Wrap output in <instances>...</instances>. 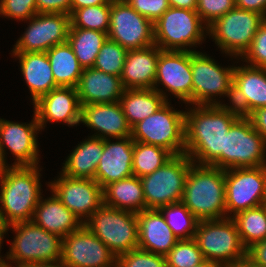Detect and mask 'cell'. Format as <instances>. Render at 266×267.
<instances>
[{
    "label": "cell",
    "instance_id": "1",
    "mask_svg": "<svg viewBox=\"0 0 266 267\" xmlns=\"http://www.w3.org/2000/svg\"><path fill=\"white\" fill-rule=\"evenodd\" d=\"M188 105L185 110V154L200 165H210L224 150V136L241 116L232 106Z\"/></svg>",
    "mask_w": 266,
    "mask_h": 267
},
{
    "label": "cell",
    "instance_id": "2",
    "mask_svg": "<svg viewBox=\"0 0 266 267\" xmlns=\"http://www.w3.org/2000/svg\"><path fill=\"white\" fill-rule=\"evenodd\" d=\"M181 202L199 221L226 218L225 170L192 163Z\"/></svg>",
    "mask_w": 266,
    "mask_h": 267
},
{
    "label": "cell",
    "instance_id": "3",
    "mask_svg": "<svg viewBox=\"0 0 266 267\" xmlns=\"http://www.w3.org/2000/svg\"><path fill=\"white\" fill-rule=\"evenodd\" d=\"M40 167L12 166L0 180V212L8 225L32 221L43 195Z\"/></svg>",
    "mask_w": 266,
    "mask_h": 267
},
{
    "label": "cell",
    "instance_id": "4",
    "mask_svg": "<svg viewBox=\"0 0 266 267\" xmlns=\"http://www.w3.org/2000/svg\"><path fill=\"white\" fill-rule=\"evenodd\" d=\"M11 229L16 235L10 242L9 252L1 259L5 264L22 267L29 263L61 261L62 237L46 231L33 221L9 225L8 231Z\"/></svg>",
    "mask_w": 266,
    "mask_h": 267
},
{
    "label": "cell",
    "instance_id": "5",
    "mask_svg": "<svg viewBox=\"0 0 266 267\" xmlns=\"http://www.w3.org/2000/svg\"><path fill=\"white\" fill-rule=\"evenodd\" d=\"M194 239L206 260L218 263L222 267L246 263L247 249L241 242L232 218L199 221Z\"/></svg>",
    "mask_w": 266,
    "mask_h": 267
},
{
    "label": "cell",
    "instance_id": "6",
    "mask_svg": "<svg viewBox=\"0 0 266 267\" xmlns=\"http://www.w3.org/2000/svg\"><path fill=\"white\" fill-rule=\"evenodd\" d=\"M220 169L266 165V142L247 116H240L224 136V150L210 164Z\"/></svg>",
    "mask_w": 266,
    "mask_h": 267
},
{
    "label": "cell",
    "instance_id": "7",
    "mask_svg": "<svg viewBox=\"0 0 266 267\" xmlns=\"http://www.w3.org/2000/svg\"><path fill=\"white\" fill-rule=\"evenodd\" d=\"M207 36L208 27L196 10L170 7L154 22V44L161 50L196 52L193 47Z\"/></svg>",
    "mask_w": 266,
    "mask_h": 267
},
{
    "label": "cell",
    "instance_id": "8",
    "mask_svg": "<svg viewBox=\"0 0 266 267\" xmlns=\"http://www.w3.org/2000/svg\"><path fill=\"white\" fill-rule=\"evenodd\" d=\"M84 225L117 257L138 249L137 213L102 204Z\"/></svg>",
    "mask_w": 266,
    "mask_h": 267
},
{
    "label": "cell",
    "instance_id": "9",
    "mask_svg": "<svg viewBox=\"0 0 266 267\" xmlns=\"http://www.w3.org/2000/svg\"><path fill=\"white\" fill-rule=\"evenodd\" d=\"M167 101L154 114L132 127L134 141L159 146L173 156L185 153V111L175 110Z\"/></svg>",
    "mask_w": 266,
    "mask_h": 267
},
{
    "label": "cell",
    "instance_id": "10",
    "mask_svg": "<svg viewBox=\"0 0 266 267\" xmlns=\"http://www.w3.org/2000/svg\"><path fill=\"white\" fill-rule=\"evenodd\" d=\"M264 20L259 13L234 7L208 27V36L215 40L221 53L238 61L249 50Z\"/></svg>",
    "mask_w": 266,
    "mask_h": 267
},
{
    "label": "cell",
    "instance_id": "11",
    "mask_svg": "<svg viewBox=\"0 0 266 267\" xmlns=\"http://www.w3.org/2000/svg\"><path fill=\"white\" fill-rule=\"evenodd\" d=\"M211 57L191 51L192 105H226L218 96L231 101L235 66L222 67Z\"/></svg>",
    "mask_w": 266,
    "mask_h": 267
},
{
    "label": "cell",
    "instance_id": "12",
    "mask_svg": "<svg viewBox=\"0 0 266 267\" xmlns=\"http://www.w3.org/2000/svg\"><path fill=\"white\" fill-rule=\"evenodd\" d=\"M193 161L184 153L174 155L153 173L141 177L145 209H160L181 202L185 181Z\"/></svg>",
    "mask_w": 266,
    "mask_h": 267
},
{
    "label": "cell",
    "instance_id": "13",
    "mask_svg": "<svg viewBox=\"0 0 266 267\" xmlns=\"http://www.w3.org/2000/svg\"><path fill=\"white\" fill-rule=\"evenodd\" d=\"M225 192L228 218L266 204V165L225 170Z\"/></svg>",
    "mask_w": 266,
    "mask_h": 267
},
{
    "label": "cell",
    "instance_id": "14",
    "mask_svg": "<svg viewBox=\"0 0 266 267\" xmlns=\"http://www.w3.org/2000/svg\"><path fill=\"white\" fill-rule=\"evenodd\" d=\"M108 38L127 50L154 45V23L125 0H111Z\"/></svg>",
    "mask_w": 266,
    "mask_h": 267
},
{
    "label": "cell",
    "instance_id": "15",
    "mask_svg": "<svg viewBox=\"0 0 266 267\" xmlns=\"http://www.w3.org/2000/svg\"><path fill=\"white\" fill-rule=\"evenodd\" d=\"M160 85H163L165 90L160 88ZM153 88L166 101H169L168 92L187 106L192 105L191 51L162 50Z\"/></svg>",
    "mask_w": 266,
    "mask_h": 267
},
{
    "label": "cell",
    "instance_id": "16",
    "mask_svg": "<svg viewBox=\"0 0 266 267\" xmlns=\"http://www.w3.org/2000/svg\"><path fill=\"white\" fill-rule=\"evenodd\" d=\"M27 22L26 31L18 38L11 52H47L68 40L71 26L69 14L37 13Z\"/></svg>",
    "mask_w": 266,
    "mask_h": 267
},
{
    "label": "cell",
    "instance_id": "17",
    "mask_svg": "<svg viewBox=\"0 0 266 267\" xmlns=\"http://www.w3.org/2000/svg\"><path fill=\"white\" fill-rule=\"evenodd\" d=\"M59 175L47 187L84 223L103 204V188L94 179Z\"/></svg>",
    "mask_w": 266,
    "mask_h": 267
},
{
    "label": "cell",
    "instance_id": "18",
    "mask_svg": "<svg viewBox=\"0 0 266 267\" xmlns=\"http://www.w3.org/2000/svg\"><path fill=\"white\" fill-rule=\"evenodd\" d=\"M61 261L67 267H116V256L85 225L63 238Z\"/></svg>",
    "mask_w": 266,
    "mask_h": 267
},
{
    "label": "cell",
    "instance_id": "19",
    "mask_svg": "<svg viewBox=\"0 0 266 267\" xmlns=\"http://www.w3.org/2000/svg\"><path fill=\"white\" fill-rule=\"evenodd\" d=\"M33 115L30 123H18L0 118V145L5 158L6 150L14 155L15 162L11 166H35L40 163L37 135L41 128L35 113Z\"/></svg>",
    "mask_w": 266,
    "mask_h": 267
},
{
    "label": "cell",
    "instance_id": "20",
    "mask_svg": "<svg viewBox=\"0 0 266 267\" xmlns=\"http://www.w3.org/2000/svg\"><path fill=\"white\" fill-rule=\"evenodd\" d=\"M229 103L241 116L266 107V69L247 64L235 66Z\"/></svg>",
    "mask_w": 266,
    "mask_h": 267
},
{
    "label": "cell",
    "instance_id": "21",
    "mask_svg": "<svg viewBox=\"0 0 266 267\" xmlns=\"http://www.w3.org/2000/svg\"><path fill=\"white\" fill-rule=\"evenodd\" d=\"M32 105L41 131L48 122H62L68 127L80 124L81 105L77 88L56 87Z\"/></svg>",
    "mask_w": 266,
    "mask_h": 267
},
{
    "label": "cell",
    "instance_id": "22",
    "mask_svg": "<svg viewBox=\"0 0 266 267\" xmlns=\"http://www.w3.org/2000/svg\"><path fill=\"white\" fill-rule=\"evenodd\" d=\"M94 130L91 137L102 139L131 137L132 128L120 102L81 105L80 124Z\"/></svg>",
    "mask_w": 266,
    "mask_h": 267
},
{
    "label": "cell",
    "instance_id": "23",
    "mask_svg": "<svg viewBox=\"0 0 266 267\" xmlns=\"http://www.w3.org/2000/svg\"><path fill=\"white\" fill-rule=\"evenodd\" d=\"M104 139V149L96 169L95 181L104 188L109 183L133 175L132 160L134 140L132 137ZM112 141V142H111Z\"/></svg>",
    "mask_w": 266,
    "mask_h": 267
},
{
    "label": "cell",
    "instance_id": "24",
    "mask_svg": "<svg viewBox=\"0 0 266 267\" xmlns=\"http://www.w3.org/2000/svg\"><path fill=\"white\" fill-rule=\"evenodd\" d=\"M138 249L166 256L179 240L159 209L137 213Z\"/></svg>",
    "mask_w": 266,
    "mask_h": 267
},
{
    "label": "cell",
    "instance_id": "25",
    "mask_svg": "<svg viewBox=\"0 0 266 267\" xmlns=\"http://www.w3.org/2000/svg\"><path fill=\"white\" fill-rule=\"evenodd\" d=\"M161 51L155 44L128 50L120 76L123 87L125 89L153 88Z\"/></svg>",
    "mask_w": 266,
    "mask_h": 267
},
{
    "label": "cell",
    "instance_id": "26",
    "mask_svg": "<svg viewBox=\"0 0 266 267\" xmlns=\"http://www.w3.org/2000/svg\"><path fill=\"white\" fill-rule=\"evenodd\" d=\"M76 88L80 105L115 103L125 90L119 76L93 67L83 69Z\"/></svg>",
    "mask_w": 266,
    "mask_h": 267
},
{
    "label": "cell",
    "instance_id": "27",
    "mask_svg": "<svg viewBox=\"0 0 266 267\" xmlns=\"http://www.w3.org/2000/svg\"><path fill=\"white\" fill-rule=\"evenodd\" d=\"M11 55L19 60L32 104L58 87L46 52H12Z\"/></svg>",
    "mask_w": 266,
    "mask_h": 267
},
{
    "label": "cell",
    "instance_id": "28",
    "mask_svg": "<svg viewBox=\"0 0 266 267\" xmlns=\"http://www.w3.org/2000/svg\"><path fill=\"white\" fill-rule=\"evenodd\" d=\"M51 193L47 199L41 196L32 221L46 231L64 238L80 229L84 223Z\"/></svg>",
    "mask_w": 266,
    "mask_h": 267
},
{
    "label": "cell",
    "instance_id": "29",
    "mask_svg": "<svg viewBox=\"0 0 266 267\" xmlns=\"http://www.w3.org/2000/svg\"><path fill=\"white\" fill-rule=\"evenodd\" d=\"M104 149V139L91 137L81 141L63 163L61 174L72 178L94 179Z\"/></svg>",
    "mask_w": 266,
    "mask_h": 267
},
{
    "label": "cell",
    "instance_id": "30",
    "mask_svg": "<svg viewBox=\"0 0 266 267\" xmlns=\"http://www.w3.org/2000/svg\"><path fill=\"white\" fill-rule=\"evenodd\" d=\"M103 204L134 213L145 210L140 177L132 175L106 185L103 188Z\"/></svg>",
    "mask_w": 266,
    "mask_h": 267
},
{
    "label": "cell",
    "instance_id": "31",
    "mask_svg": "<svg viewBox=\"0 0 266 267\" xmlns=\"http://www.w3.org/2000/svg\"><path fill=\"white\" fill-rule=\"evenodd\" d=\"M123 113L131 128L139 121L154 114L167 101L151 89H125L119 100Z\"/></svg>",
    "mask_w": 266,
    "mask_h": 267
},
{
    "label": "cell",
    "instance_id": "32",
    "mask_svg": "<svg viewBox=\"0 0 266 267\" xmlns=\"http://www.w3.org/2000/svg\"><path fill=\"white\" fill-rule=\"evenodd\" d=\"M46 54L51 64L56 85L58 87L76 88L83 72V67L78 62L68 41L53 46Z\"/></svg>",
    "mask_w": 266,
    "mask_h": 267
},
{
    "label": "cell",
    "instance_id": "33",
    "mask_svg": "<svg viewBox=\"0 0 266 267\" xmlns=\"http://www.w3.org/2000/svg\"><path fill=\"white\" fill-rule=\"evenodd\" d=\"M107 38V33L101 31L70 28L67 41L71 45L78 62L85 69L93 67L96 57Z\"/></svg>",
    "mask_w": 266,
    "mask_h": 267
},
{
    "label": "cell",
    "instance_id": "34",
    "mask_svg": "<svg viewBox=\"0 0 266 267\" xmlns=\"http://www.w3.org/2000/svg\"><path fill=\"white\" fill-rule=\"evenodd\" d=\"M232 219L246 249L266 239V204L239 212Z\"/></svg>",
    "mask_w": 266,
    "mask_h": 267
},
{
    "label": "cell",
    "instance_id": "35",
    "mask_svg": "<svg viewBox=\"0 0 266 267\" xmlns=\"http://www.w3.org/2000/svg\"><path fill=\"white\" fill-rule=\"evenodd\" d=\"M173 155L166 149L134 141L132 171L137 177H144L162 167Z\"/></svg>",
    "mask_w": 266,
    "mask_h": 267
},
{
    "label": "cell",
    "instance_id": "36",
    "mask_svg": "<svg viewBox=\"0 0 266 267\" xmlns=\"http://www.w3.org/2000/svg\"><path fill=\"white\" fill-rule=\"evenodd\" d=\"M159 210L179 240L194 238L199 220L182 202L163 206Z\"/></svg>",
    "mask_w": 266,
    "mask_h": 267
},
{
    "label": "cell",
    "instance_id": "37",
    "mask_svg": "<svg viewBox=\"0 0 266 267\" xmlns=\"http://www.w3.org/2000/svg\"><path fill=\"white\" fill-rule=\"evenodd\" d=\"M70 28H83L108 34L110 25V4L75 9L70 14Z\"/></svg>",
    "mask_w": 266,
    "mask_h": 267
},
{
    "label": "cell",
    "instance_id": "38",
    "mask_svg": "<svg viewBox=\"0 0 266 267\" xmlns=\"http://www.w3.org/2000/svg\"><path fill=\"white\" fill-rule=\"evenodd\" d=\"M127 51L119 43L107 38L96 57L93 68L120 77Z\"/></svg>",
    "mask_w": 266,
    "mask_h": 267
},
{
    "label": "cell",
    "instance_id": "39",
    "mask_svg": "<svg viewBox=\"0 0 266 267\" xmlns=\"http://www.w3.org/2000/svg\"><path fill=\"white\" fill-rule=\"evenodd\" d=\"M165 257L167 267H193L204 260L194 238L178 240Z\"/></svg>",
    "mask_w": 266,
    "mask_h": 267
},
{
    "label": "cell",
    "instance_id": "40",
    "mask_svg": "<svg viewBox=\"0 0 266 267\" xmlns=\"http://www.w3.org/2000/svg\"><path fill=\"white\" fill-rule=\"evenodd\" d=\"M116 267H167L166 257L141 249L116 257Z\"/></svg>",
    "mask_w": 266,
    "mask_h": 267
},
{
    "label": "cell",
    "instance_id": "41",
    "mask_svg": "<svg viewBox=\"0 0 266 267\" xmlns=\"http://www.w3.org/2000/svg\"><path fill=\"white\" fill-rule=\"evenodd\" d=\"M37 14L36 0H0V16L26 21Z\"/></svg>",
    "mask_w": 266,
    "mask_h": 267
},
{
    "label": "cell",
    "instance_id": "42",
    "mask_svg": "<svg viewBox=\"0 0 266 267\" xmlns=\"http://www.w3.org/2000/svg\"><path fill=\"white\" fill-rule=\"evenodd\" d=\"M235 7V0H197L196 12L209 27L221 16Z\"/></svg>",
    "mask_w": 266,
    "mask_h": 267
},
{
    "label": "cell",
    "instance_id": "43",
    "mask_svg": "<svg viewBox=\"0 0 266 267\" xmlns=\"http://www.w3.org/2000/svg\"><path fill=\"white\" fill-rule=\"evenodd\" d=\"M241 61L253 67L266 69V19L260 24L249 50Z\"/></svg>",
    "mask_w": 266,
    "mask_h": 267
},
{
    "label": "cell",
    "instance_id": "44",
    "mask_svg": "<svg viewBox=\"0 0 266 267\" xmlns=\"http://www.w3.org/2000/svg\"><path fill=\"white\" fill-rule=\"evenodd\" d=\"M134 10L153 23L170 8L168 0H125Z\"/></svg>",
    "mask_w": 266,
    "mask_h": 267
},
{
    "label": "cell",
    "instance_id": "45",
    "mask_svg": "<svg viewBox=\"0 0 266 267\" xmlns=\"http://www.w3.org/2000/svg\"><path fill=\"white\" fill-rule=\"evenodd\" d=\"M37 13L71 14V0H36Z\"/></svg>",
    "mask_w": 266,
    "mask_h": 267
},
{
    "label": "cell",
    "instance_id": "46",
    "mask_svg": "<svg viewBox=\"0 0 266 267\" xmlns=\"http://www.w3.org/2000/svg\"><path fill=\"white\" fill-rule=\"evenodd\" d=\"M246 262L252 267H266V239L247 249Z\"/></svg>",
    "mask_w": 266,
    "mask_h": 267
},
{
    "label": "cell",
    "instance_id": "47",
    "mask_svg": "<svg viewBox=\"0 0 266 267\" xmlns=\"http://www.w3.org/2000/svg\"><path fill=\"white\" fill-rule=\"evenodd\" d=\"M253 127L264 137L266 142V107H261L247 116Z\"/></svg>",
    "mask_w": 266,
    "mask_h": 267
},
{
    "label": "cell",
    "instance_id": "48",
    "mask_svg": "<svg viewBox=\"0 0 266 267\" xmlns=\"http://www.w3.org/2000/svg\"><path fill=\"white\" fill-rule=\"evenodd\" d=\"M235 7L259 13L266 19V0H235Z\"/></svg>",
    "mask_w": 266,
    "mask_h": 267
},
{
    "label": "cell",
    "instance_id": "49",
    "mask_svg": "<svg viewBox=\"0 0 266 267\" xmlns=\"http://www.w3.org/2000/svg\"><path fill=\"white\" fill-rule=\"evenodd\" d=\"M111 4V0H71V12L88 6Z\"/></svg>",
    "mask_w": 266,
    "mask_h": 267
},
{
    "label": "cell",
    "instance_id": "50",
    "mask_svg": "<svg viewBox=\"0 0 266 267\" xmlns=\"http://www.w3.org/2000/svg\"><path fill=\"white\" fill-rule=\"evenodd\" d=\"M170 7L196 10L197 0H168Z\"/></svg>",
    "mask_w": 266,
    "mask_h": 267
},
{
    "label": "cell",
    "instance_id": "51",
    "mask_svg": "<svg viewBox=\"0 0 266 267\" xmlns=\"http://www.w3.org/2000/svg\"><path fill=\"white\" fill-rule=\"evenodd\" d=\"M7 158H5L3 149L0 145V180L2 177L8 172V170L12 167L10 164L7 163Z\"/></svg>",
    "mask_w": 266,
    "mask_h": 267
},
{
    "label": "cell",
    "instance_id": "52",
    "mask_svg": "<svg viewBox=\"0 0 266 267\" xmlns=\"http://www.w3.org/2000/svg\"><path fill=\"white\" fill-rule=\"evenodd\" d=\"M22 267H67L62 261L57 262H40V263H29Z\"/></svg>",
    "mask_w": 266,
    "mask_h": 267
},
{
    "label": "cell",
    "instance_id": "53",
    "mask_svg": "<svg viewBox=\"0 0 266 267\" xmlns=\"http://www.w3.org/2000/svg\"><path fill=\"white\" fill-rule=\"evenodd\" d=\"M9 225L6 223V221L3 219V216L0 212V254H1V248H2V242L5 238L4 235L8 232ZM0 259H2V255H0Z\"/></svg>",
    "mask_w": 266,
    "mask_h": 267
},
{
    "label": "cell",
    "instance_id": "54",
    "mask_svg": "<svg viewBox=\"0 0 266 267\" xmlns=\"http://www.w3.org/2000/svg\"><path fill=\"white\" fill-rule=\"evenodd\" d=\"M193 267H222V266L219 265L218 263L204 259L202 262Z\"/></svg>",
    "mask_w": 266,
    "mask_h": 267
},
{
    "label": "cell",
    "instance_id": "55",
    "mask_svg": "<svg viewBox=\"0 0 266 267\" xmlns=\"http://www.w3.org/2000/svg\"><path fill=\"white\" fill-rule=\"evenodd\" d=\"M231 267H252V266H250V265L246 262L245 264L235 265V266H231Z\"/></svg>",
    "mask_w": 266,
    "mask_h": 267
},
{
    "label": "cell",
    "instance_id": "56",
    "mask_svg": "<svg viewBox=\"0 0 266 267\" xmlns=\"http://www.w3.org/2000/svg\"><path fill=\"white\" fill-rule=\"evenodd\" d=\"M0 267H14V266H10L8 264H5L1 259H0Z\"/></svg>",
    "mask_w": 266,
    "mask_h": 267
}]
</instances>
